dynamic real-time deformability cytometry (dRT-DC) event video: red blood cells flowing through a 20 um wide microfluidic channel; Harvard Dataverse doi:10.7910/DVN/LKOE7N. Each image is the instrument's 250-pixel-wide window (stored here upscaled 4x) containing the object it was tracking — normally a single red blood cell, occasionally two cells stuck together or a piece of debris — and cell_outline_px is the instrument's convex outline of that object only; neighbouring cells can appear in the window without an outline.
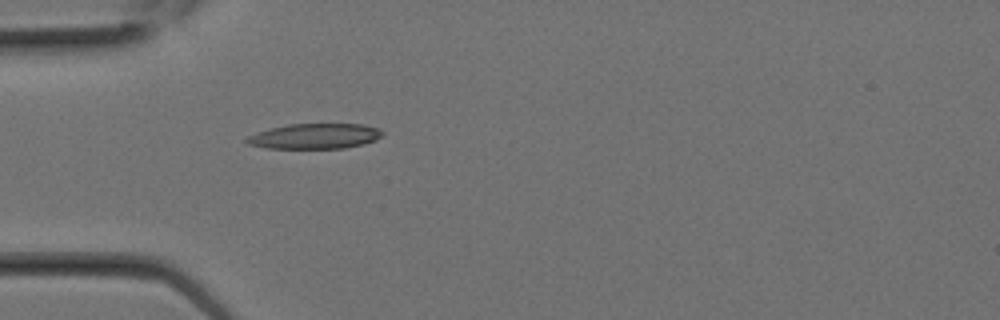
{"species": "Egyptian fruit bat (a non-hibernating species)", "species_latin": "Rousettus aegyptiacus", "temperature_condition": "room temperature", "stored_images_in_passage": 2, "camera_frame_rate_fps": 3000, "um_per_image_px": 0.085, "animal": {"sex": "female"}, "frame": {"image": 1, "passage_image": 2, "time_ms": 0.333, "image_size_px": [1000, 320], "cell_outline_px": [[384, 132], [376, 140], [364, 144], [344, 148], [268, 148], [248, 144], [244, 140], [248, 136], [272, 128], [288, 124], [360, 124], [380, 128]], "centroid_in_image_um": [26.8, 11.57], "position_along_channel_um": 58.2, "area_um2": 19.83}}